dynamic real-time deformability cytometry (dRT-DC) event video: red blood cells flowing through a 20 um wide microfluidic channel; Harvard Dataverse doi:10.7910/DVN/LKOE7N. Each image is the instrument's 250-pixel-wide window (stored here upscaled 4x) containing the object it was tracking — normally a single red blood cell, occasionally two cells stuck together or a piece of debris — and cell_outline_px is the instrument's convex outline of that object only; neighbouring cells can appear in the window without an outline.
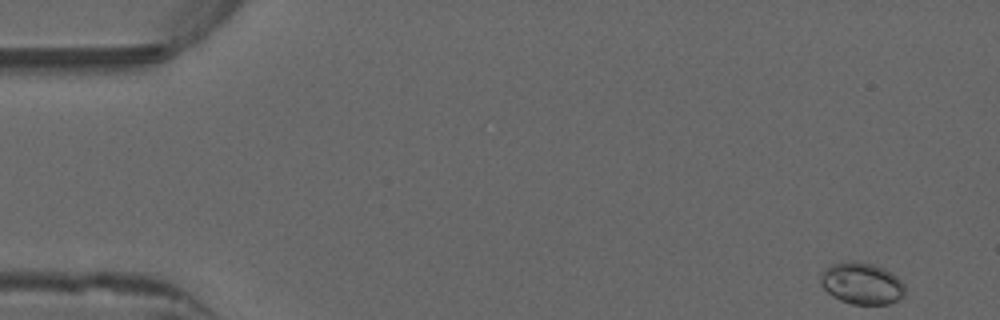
{"species": "common noctule bat (a hibernating species)", "species_latin": "Nyctalus noctula", "temperature_condition": "warm", "stored_images_in_passage": 50, "camera_frame_rate_fps": 3000, "um_per_image_px": 0.085, "animal": {"sex": "male", "forearm_length_mm": 52.5}, "frame": {"image": 1, "passage_image": 1, "time_ms": 0.0, "image_size_px": [1000, 320], "cell_outline_px": [[904, 296], [888, 304], [852, 304], [840, 300], [832, 296], [820, 284], [820, 272], [824, 268], [832, 264], [852, 260], [872, 264], [884, 268], [896, 276], [904, 284]], "centroid_in_image_um": [73.21, 24.08], "position_along_channel_um": 11.8, "area_um2": 20.58}}
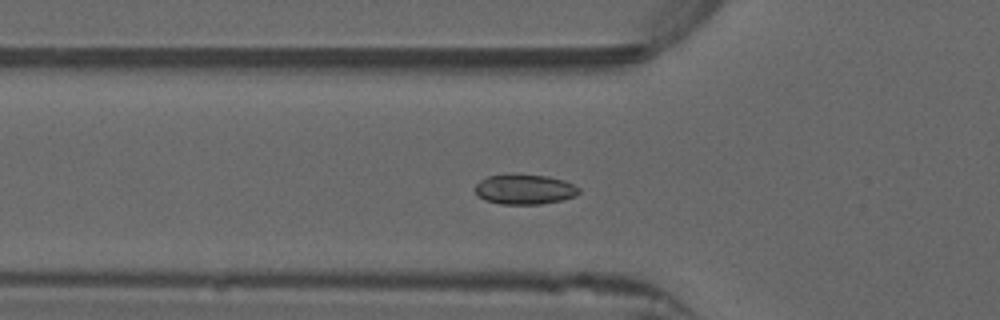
{"frame": {"image": 2, "passage_image": 16, "time_ms": 5.0, "image_size_px": [1000, 320], "cell_outline_px": [[580, 192], [576, 196], [560, 200], [540, 204], [500, 204], [484, 200], [476, 192], [476, 184], [480, 180], [488, 176], [548, 176], [564, 180], [580, 188]], "centroid_in_image_um": [44.62, 16.12], "position_along_channel_um": 81.2, "area_um2": 17.63}}
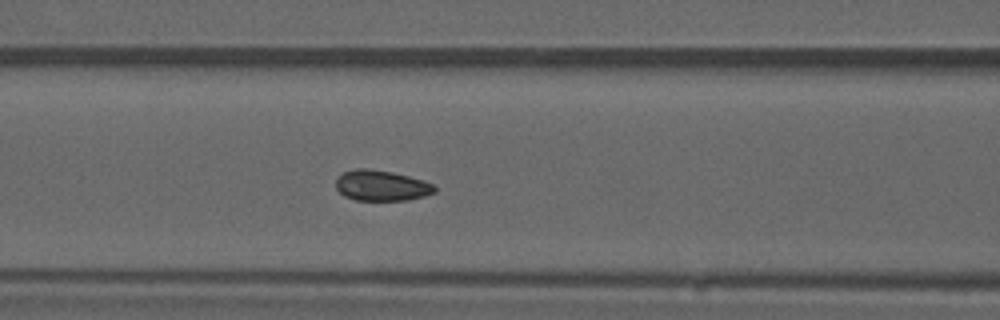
{"frame": {"image": 3, "passage_image": 20, "time_ms": 6.333, "image_size_px": [1000, 320], "cell_outline_px": [[436, 192], [424, 196], [408, 200], [356, 200], [344, 196], [336, 188], [336, 180], [344, 172], [356, 168], [368, 168], [392, 172], [424, 180], [432, 184], [436, 188]], "centroid_in_image_um": [32.43, 15.77], "position_along_channel_um": 134.2, "area_um2": 17.57}, "authors_computed_cell_mechanics": {"area_um2": 17.7446, "velocity_mm_per_s": 3.9383, "shape_relaxation_time_tau1_ms": 2.2605, "shape_relaxation_time_tau2_ms": null, "deformation_change_tau1": 0.0541, "deformation_change_tau2": null}}